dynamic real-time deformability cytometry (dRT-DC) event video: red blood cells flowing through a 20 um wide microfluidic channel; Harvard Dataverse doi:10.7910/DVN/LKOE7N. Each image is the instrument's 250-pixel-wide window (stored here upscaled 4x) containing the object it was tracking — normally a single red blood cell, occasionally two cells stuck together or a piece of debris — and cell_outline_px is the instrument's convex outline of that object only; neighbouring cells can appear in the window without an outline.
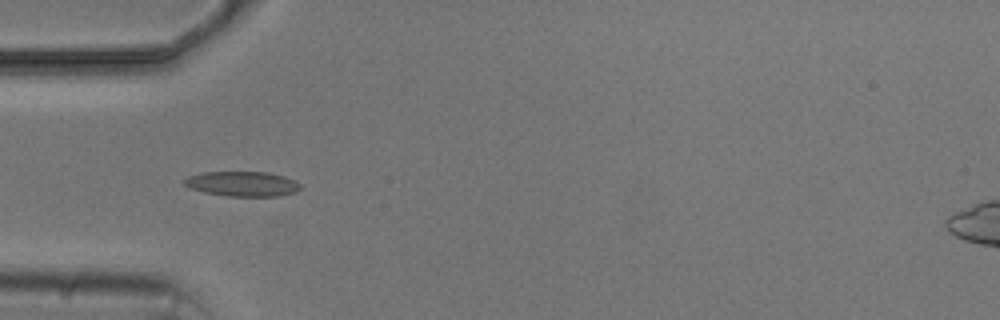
{"species": "common noctule bat (a hibernating species)", "species_latin": "Nyctalus noctula", "temperature_condition": "cold", "stored_images_in_passage": 3, "camera_frame_rate_fps": 3000, "um_per_image_px": 0.085, "animal": {"sex": "male", "body_mass_g": 20.5, "forearm_length_mm": 52.5}, "frame": {"image": 1, "passage_image": 3, "time_ms": 3.667, "image_size_px": [1000, 320], "cell_outline_px": [[300, 188], [296, 192], [280, 196], [228, 196], [204, 192], [188, 188], [184, 184], [184, 180], [188, 176], [200, 172], [268, 172], [284, 176], [300, 184]], "centroid_in_image_um": [20.57, 15.63], "position_along_channel_um": 64.4, "area_um2": 16.88}}